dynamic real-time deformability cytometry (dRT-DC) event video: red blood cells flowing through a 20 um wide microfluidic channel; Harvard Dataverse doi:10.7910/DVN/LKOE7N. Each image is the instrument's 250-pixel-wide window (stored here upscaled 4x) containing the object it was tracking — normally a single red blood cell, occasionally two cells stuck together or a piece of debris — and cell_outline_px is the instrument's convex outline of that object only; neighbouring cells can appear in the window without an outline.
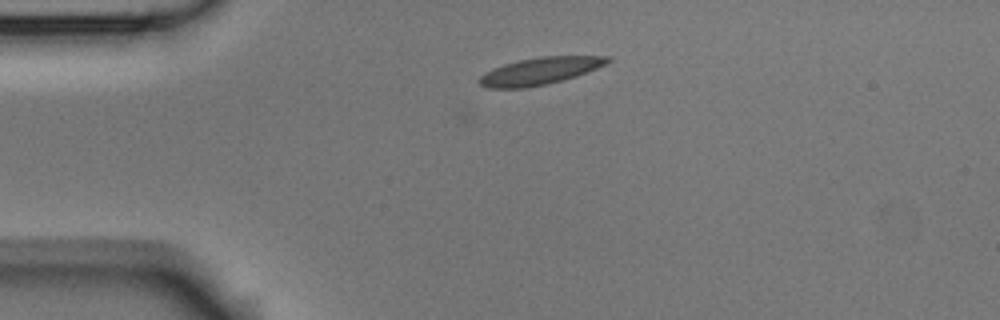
{"species": "Egyptian fruit bat (a non-hibernating species)", "species_latin": "Rousettus aegyptiacus", "temperature_condition": "room temperature", "stored_images_in_passage": 3, "camera_frame_rate_fps": 3000, "um_per_image_px": 0.085, "animal": {"sex": "male"}, "frame": {"image": 1, "passage_image": 2, "time_ms": 0.333, "image_size_px": [1000, 320], "cell_outline_px": [[612, 60], [596, 68], [576, 76], [564, 80], [548, 84], [524, 88], [488, 88], [480, 84], [476, 80], [484, 72], [504, 64], [520, 60], [540, 56], [612, 56]], "centroid_in_image_um": [45.87, 6.04], "position_along_channel_um": 39.1, "area_um2": 20.29}}